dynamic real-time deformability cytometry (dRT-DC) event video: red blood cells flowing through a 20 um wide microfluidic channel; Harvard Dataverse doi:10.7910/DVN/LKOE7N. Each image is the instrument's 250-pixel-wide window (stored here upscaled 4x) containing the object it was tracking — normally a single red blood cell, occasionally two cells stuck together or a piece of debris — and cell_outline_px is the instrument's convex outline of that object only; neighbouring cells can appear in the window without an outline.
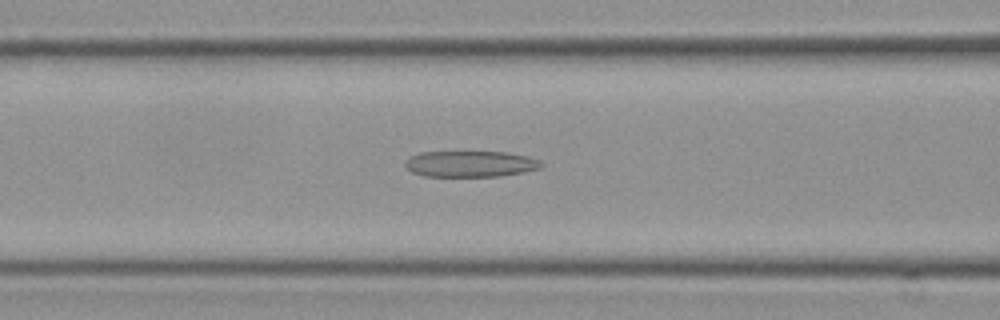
{"species": "Egyptian fruit bat (a non-hibernating species)", "species_latin": "Rousettus aegyptiacus", "temperature_condition": "cold", "stored_images_in_passage": 57, "camera_frame_rate_fps": 3000, "um_per_image_px": 0.085, "frame": {"image": 1, "passage_image": 24, "time_ms": 7.667, "image_size_px": [1000, 320], "cell_outline_px": [[544, 164], [540, 168], [524, 172], [496, 176], [424, 176], [412, 172], [404, 164], [404, 160], [420, 152], [508, 152], [528, 156], [540, 160]], "centroid_in_image_um": [40.0, 13.92], "position_along_channel_um": 126.6, "area_um2": 20.69}}
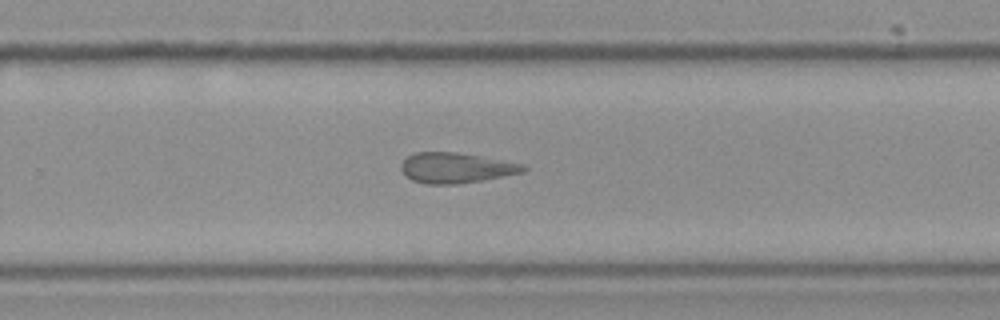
{"frame": {"image": 2, "passage_image": 38, "time_ms": 12.333, "image_size_px": [1000, 320], "cell_outline_px": [[528, 168], [524, 172], [480, 180], [456, 184], [424, 184], [412, 180], [400, 168], [400, 164], [408, 156], [416, 152], [456, 152], [480, 156], [524, 164]], "centroid_in_image_um": [38.75, 14.26], "position_along_channel_um": 291.1, "area_um2": 21.39}}
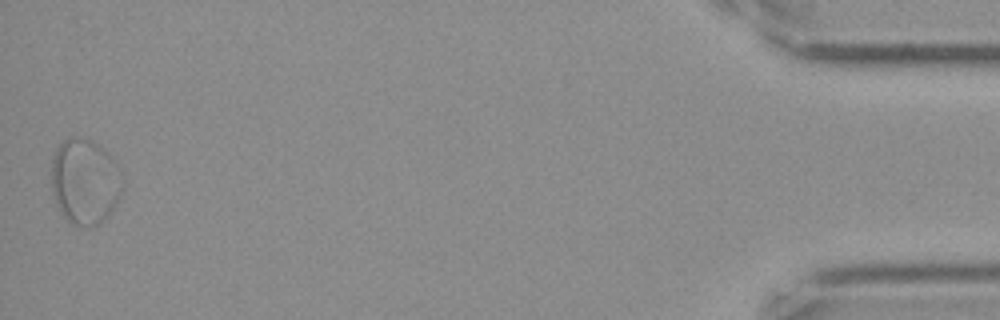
{"frame": {"image": 3, "passage_image": 57, "time_ms": 18.667, "image_size_px": [1000, 320], "cell_outline_px": [[124, 188], [120, 196], [104, 220], [100, 224], [92, 228], [76, 224], [68, 220], [60, 212], [56, 204], [52, 192], [52, 156], [56, 148], [68, 136], [76, 136], [88, 140], [96, 144], [116, 160], [124, 180]], "centroid_in_image_um": [7.23, 15.43], "position_along_channel_um": 428.0, "area_um2": 35.72}, "authors_computed_cell_mechanics": {"area_um2": 25.143, "velocity_mm_per_s": 3.5342, "shape_relaxation_time_tau1_ms": null, "shape_relaxation_time_tau2_ms": 9.5516, "deformation_change_tau1": null, "deformation_change_tau2": 0.2314}}